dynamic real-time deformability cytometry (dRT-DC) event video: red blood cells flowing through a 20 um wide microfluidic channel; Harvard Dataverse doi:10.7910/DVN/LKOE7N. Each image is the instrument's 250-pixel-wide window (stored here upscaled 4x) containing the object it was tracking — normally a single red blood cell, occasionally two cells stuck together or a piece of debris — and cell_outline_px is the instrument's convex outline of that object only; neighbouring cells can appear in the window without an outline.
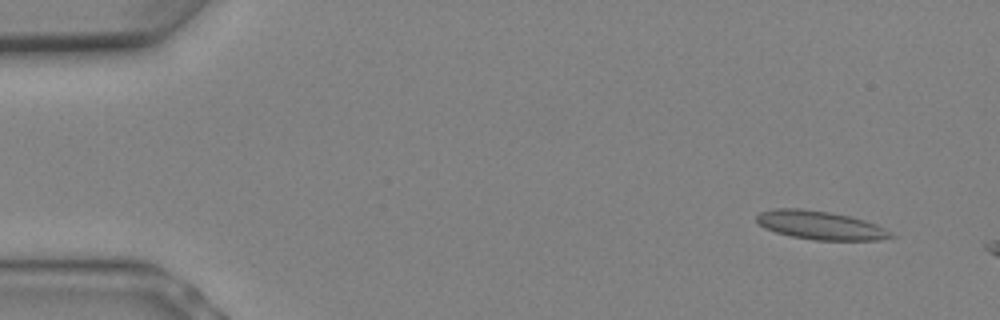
{"species": "Egyptian fruit bat (a non-hibernating species)", "species_latin": "Rousettus aegyptiacus", "temperature_condition": "warm", "stored_images_in_passage": 5, "camera_frame_rate_fps": 3000, "um_per_image_px": 0.085, "animal": {"sex": "female"}, "frame": {"image": 1, "passage_image": 2, "time_ms": 0.333, "image_size_px": [1000, 320], "cell_outline_px": [[896, 236], [876, 240], [816, 240], [792, 236], [776, 232], [764, 228], [756, 220], [756, 216], [760, 212], [772, 208], [804, 208], [828, 212], [848, 216], [864, 220], [876, 224], [884, 228]], "centroid_in_image_um": [69.69, 19.14], "position_along_channel_um": 15.3, "area_um2": 22.2}}